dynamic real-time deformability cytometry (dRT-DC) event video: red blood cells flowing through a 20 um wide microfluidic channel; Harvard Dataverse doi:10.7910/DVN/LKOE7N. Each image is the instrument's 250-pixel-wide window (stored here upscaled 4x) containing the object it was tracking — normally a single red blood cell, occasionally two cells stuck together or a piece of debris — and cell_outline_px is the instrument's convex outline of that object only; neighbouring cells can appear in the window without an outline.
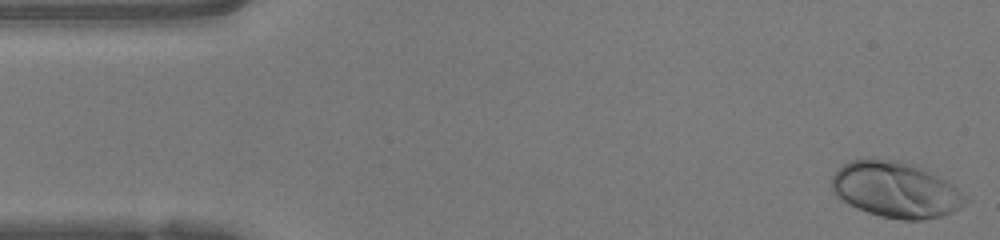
{"species": "human", "species_latin": "Homo sapiens", "temperature_condition": "warm", "stored_images_in_passage": 47, "camera_frame_rate_fps": 3000, "um_per_image_px": 0.085, "donor": {"sex": "female"}, "frame": {"image": 1, "passage_image": 1, "time_ms": 0.0, "image_size_px": [1000, 240], "cell_outline_px": [[972, 200], [960, 208], [952, 212], [940, 216], [920, 220], [900, 220], [880, 216], [856, 208], [848, 204], [836, 196], [832, 192], [832, 176], [844, 164], [852, 160], [864, 156], [872, 156], [900, 160], [912, 164], [952, 184]], "centroid_in_image_um": [76.12, 16.11], "position_along_channel_um": 8.9, "area_um2": 43.93}}
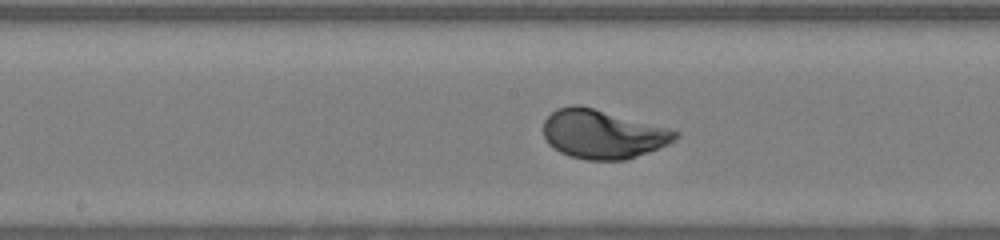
{"frame": {"image": 2, "passage_image": 23, "time_ms": 7.333, "image_size_px": [1000, 240], "cell_outline_px": [[680, 136], [676, 140], [668, 144], [648, 152], [624, 160], [588, 160], [568, 156], [560, 152], [548, 144], [544, 136], [544, 120], [556, 108], [572, 104], [580, 104], [668, 128], [680, 132]], "centroid_in_image_um": [51.22, 11.39], "position_along_channel_um": 197.0, "area_um2": 37.69}}
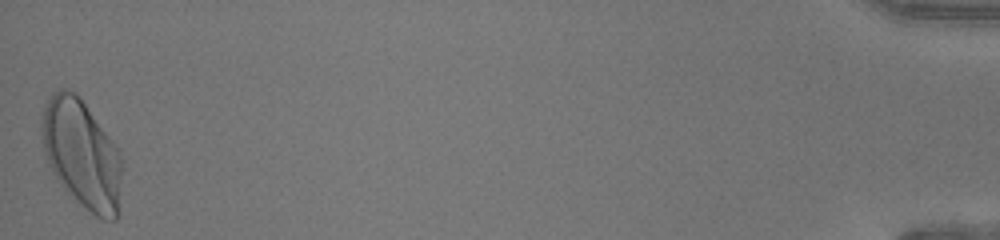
{"frame": {"image": 3, "passage_image": 47, "time_ms": 15.333, "image_size_px": [1000, 240], "cell_outline_px": [[120, 176], [116, 220], [104, 220], [96, 216], [64, 188], [52, 172], [44, 156], [40, 124], [40, 120], [44, 104], [48, 96], [52, 92], [60, 88], [68, 88], [76, 92], [80, 96], [120, 152]], "centroid_in_image_um": [6.88, 13.0], "position_along_channel_um": 428.3, "area_um2": 50.34}, "authors_computed_cell_mechanics": {"area_um2": 37.6856, "velocity_mm_per_s": 4.2009, "shape_relaxation_time_tau1_ms": 1.9698, "shape_relaxation_time_tau2_ms": null, "deformation_change_tau1": 0.1828, "deformation_change_tau2": null}}